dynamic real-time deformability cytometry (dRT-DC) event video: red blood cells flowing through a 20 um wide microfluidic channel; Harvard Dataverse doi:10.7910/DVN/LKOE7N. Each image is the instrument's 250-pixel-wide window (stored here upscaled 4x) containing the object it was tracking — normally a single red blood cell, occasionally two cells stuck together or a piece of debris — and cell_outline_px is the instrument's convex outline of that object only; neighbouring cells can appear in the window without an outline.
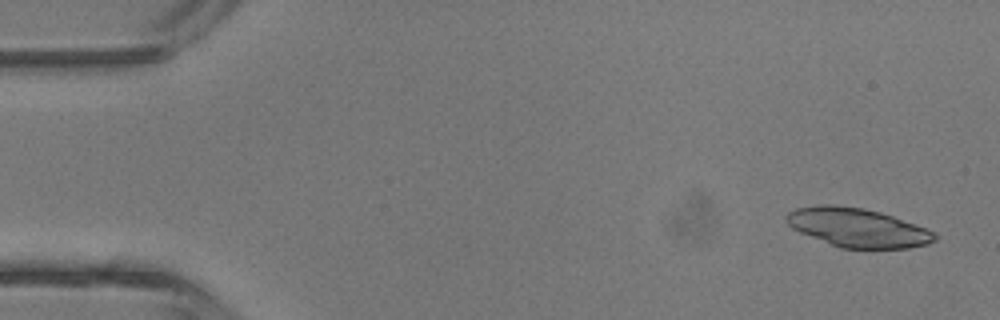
{"species": "common noctule bat (a hibernating species)", "species_latin": "Nyctalus noctula", "temperature_condition": "room temperature", "stored_images_in_passage": 3, "camera_frame_rate_fps": 3000, "um_per_image_px": 0.085, "animal": {"sex": "male", "body_mass_g": 13.3}, "frame": {"image": 1, "passage_image": 1, "time_ms": 0.0, "image_size_px": [1000, 320], "cell_outline_px": [[936, 240], [928, 244], [908, 248], [840, 248], [800, 232], [792, 228], [784, 220], [784, 216], [788, 212], [796, 208], [820, 204], [836, 204], [864, 208], [880, 212], [892, 216], [936, 232]], "centroid_in_image_um": [72.86, 19.33], "position_along_channel_um": 12.1, "area_um2": 33.64}}